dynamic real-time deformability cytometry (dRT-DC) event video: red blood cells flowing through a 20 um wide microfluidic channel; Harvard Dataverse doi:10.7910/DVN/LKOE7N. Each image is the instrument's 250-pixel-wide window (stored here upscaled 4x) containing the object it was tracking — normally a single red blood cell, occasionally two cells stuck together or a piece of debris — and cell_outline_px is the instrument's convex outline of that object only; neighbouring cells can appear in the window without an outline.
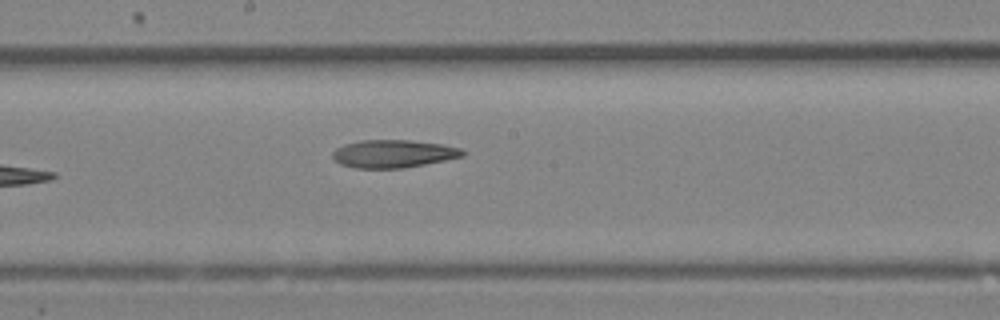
{"species": "Egyptian fruit bat (a non-hibernating species)", "species_latin": "Rousettus aegyptiacus", "temperature_condition": "room temperature", "stored_images_in_passage": 14, "camera_frame_rate_fps": 3000, "um_per_image_px": 0.085, "animal": {"sex": "female"}, "frame": {"image": 1, "passage_image": 14, "time_ms": 4.333, "image_size_px": [1000, 320], "cell_outline_px": [[464, 156], [404, 168], [356, 168], [340, 164], [332, 156], [332, 152], [336, 148], [344, 144], [360, 140], [412, 140], [440, 144], [460, 148], [464, 152]], "centroid_in_image_um": [33.4, 13.06], "position_along_channel_um": 214.8, "area_um2": 20.98}}